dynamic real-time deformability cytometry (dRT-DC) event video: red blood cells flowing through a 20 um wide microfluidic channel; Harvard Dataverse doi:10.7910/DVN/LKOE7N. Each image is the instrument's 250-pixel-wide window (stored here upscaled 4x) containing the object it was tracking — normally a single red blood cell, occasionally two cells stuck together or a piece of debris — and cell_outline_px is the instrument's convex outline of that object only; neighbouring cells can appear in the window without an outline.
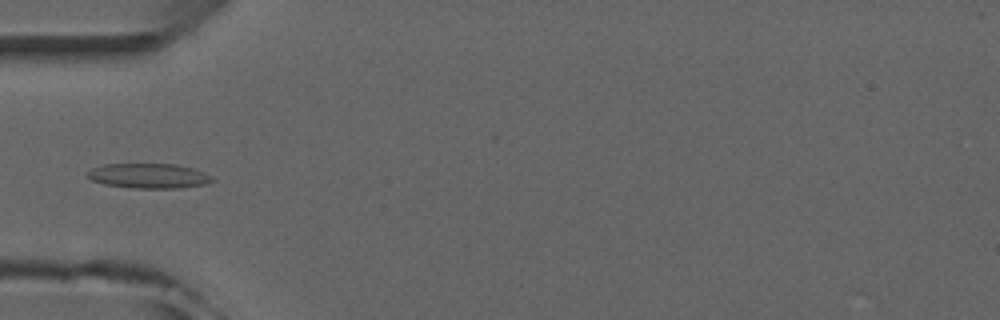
{"species": "common noctule bat (a hibernating species)", "species_latin": "Nyctalus noctula", "temperature_condition": "room temperature", "stored_images_in_passage": 4, "camera_frame_rate_fps": 3000, "um_per_image_px": 0.085, "animal": {"sex": "male", "forearm_length_mm": 52.5}, "frame": {"image": 1, "passage_image": 3, "time_ms": 3.0, "image_size_px": [1000, 320], "cell_outline_px": [[216, 180], [204, 184], [180, 188], [132, 188], [104, 184], [92, 180], [88, 176], [88, 172], [92, 168], [104, 164], [176, 164], [192, 168], [204, 172], [212, 176]], "centroid_in_image_um": [12.67, 14.95], "position_along_channel_um": 72.3, "area_um2": 18.03}}
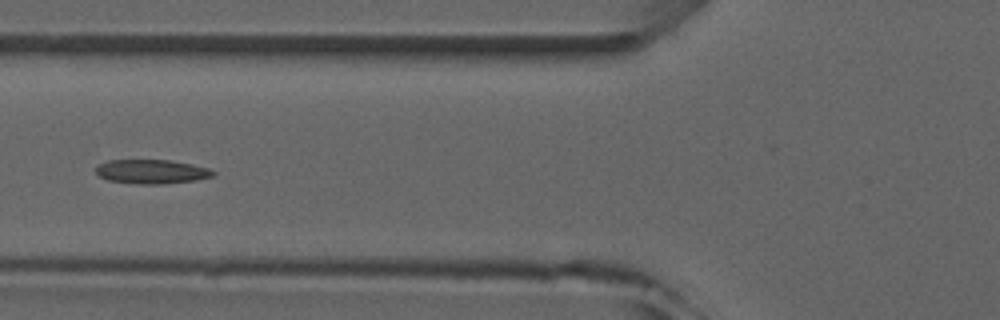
{"frame": {"image": 2, "passage_image": 4, "time_ms": 4.0, "image_size_px": [1000, 320], "cell_outline_px": [[216, 172], [212, 176], [196, 180], [164, 184], [140, 184], [108, 180], [96, 176], [96, 164], [108, 160], [172, 160], [192, 164], [208, 168]], "centroid_in_image_um": [12.85, 14.58], "position_along_channel_um": 113.0, "area_um2": 16.65}}